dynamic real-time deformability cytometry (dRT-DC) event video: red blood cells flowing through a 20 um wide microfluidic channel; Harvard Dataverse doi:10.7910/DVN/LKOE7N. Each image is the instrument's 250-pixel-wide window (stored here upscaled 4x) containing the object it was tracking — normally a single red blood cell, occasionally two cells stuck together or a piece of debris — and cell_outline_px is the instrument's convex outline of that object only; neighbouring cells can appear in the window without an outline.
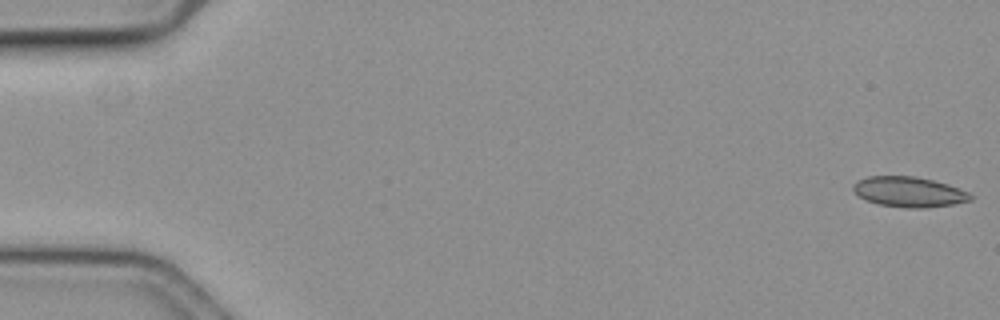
{"species": "common noctule bat (a hibernating species)", "species_latin": "Nyctalus noctula", "temperature_condition": "cold", "stored_images_in_passage": 18, "camera_frame_rate_fps": 3000, "um_per_image_px": 0.085, "animal": {"sex": "female", "body_mass_g": 19.3, "forearm_length_mm": 54.1}, "frame": {"image": 1, "passage_image": 1, "time_ms": 0.0, "image_size_px": [1000, 320], "cell_outline_px": [[972, 200], [952, 204], [924, 208], [904, 208], [880, 204], [868, 200], [860, 196], [852, 188], [860, 180], [868, 176], [912, 176], [932, 180], [968, 192], [972, 196]], "centroid_in_image_um": [77.27, 16.32], "position_along_channel_um": 7.7, "area_um2": 20.11}}
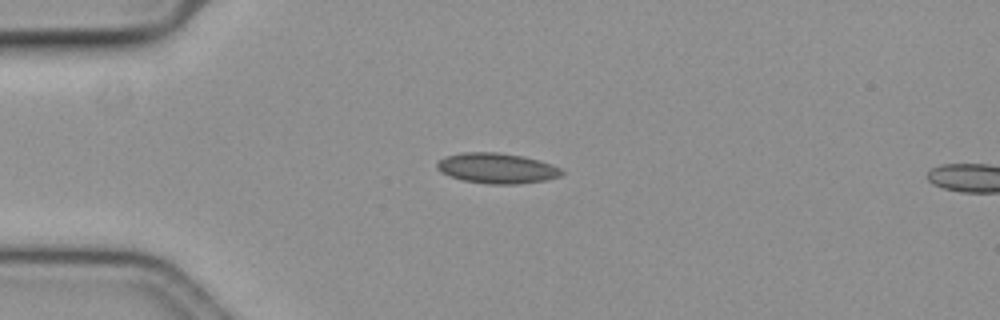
{"frame": {"image": 2, "passage_image": 15, "time_ms": 4.667, "image_size_px": [1000, 320], "cell_outline_px": [[564, 172], [560, 176], [548, 180], [520, 184], [488, 184], [464, 180], [448, 176], [440, 172], [436, 168], [436, 164], [444, 156], [464, 152], [496, 152], [520, 156], [552, 164], [560, 168]], "centroid_in_image_um": [42.21, 14.31], "position_along_channel_um": 42.8, "area_um2": 22.08}}